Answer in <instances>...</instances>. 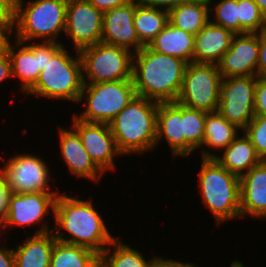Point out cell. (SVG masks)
<instances>
[{
	"label": "cell",
	"instance_id": "33",
	"mask_svg": "<svg viewBox=\"0 0 266 267\" xmlns=\"http://www.w3.org/2000/svg\"><path fill=\"white\" fill-rule=\"evenodd\" d=\"M243 132L250 139L257 155L266 161V116H255Z\"/></svg>",
	"mask_w": 266,
	"mask_h": 267
},
{
	"label": "cell",
	"instance_id": "36",
	"mask_svg": "<svg viewBox=\"0 0 266 267\" xmlns=\"http://www.w3.org/2000/svg\"><path fill=\"white\" fill-rule=\"evenodd\" d=\"M26 46L33 52L35 56H37V63L39 71L45 69V66L48 62V42H41L35 44H26Z\"/></svg>",
	"mask_w": 266,
	"mask_h": 267
},
{
	"label": "cell",
	"instance_id": "19",
	"mask_svg": "<svg viewBox=\"0 0 266 267\" xmlns=\"http://www.w3.org/2000/svg\"><path fill=\"white\" fill-rule=\"evenodd\" d=\"M166 140L175 157H185L183 134V105L179 102H161L157 109L156 143Z\"/></svg>",
	"mask_w": 266,
	"mask_h": 267
},
{
	"label": "cell",
	"instance_id": "44",
	"mask_svg": "<svg viewBox=\"0 0 266 267\" xmlns=\"http://www.w3.org/2000/svg\"><path fill=\"white\" fill-rule=\"evenodd\" d=\"M19 0H0V10L8 12L12 15L16 12Z\"/></svg>",
	"mask_w": 266,
	"mask_h": 267
},
{
	"label": "cell",
	"instance_id": "2",
	"mask_svg": "<svg viewBox=\"0 0 266 267\" xmlns=\"http://www.w3.org/2000/svg\"><path fill=\"white\" fill-rule=\"evenodd\" d=\"M187 63L144 46L133 55L132 80L137 96L175 102L181 91Z\"/></svg>",
	"mask_w": 266,
	"mask_h": 267
},
{
	"label": "cell",
	"instance_id": "41",
	"mask_svg": "<svg viewBox=\"0 0 266 267\" xmlns=\"http://www.w3.org/2000/svg\"><path fill=\"white\" fill-rule=\"evenodd\" d=\"M12 77L11 61L7 51L0 52V83Z\"/></svg>",
	"mask_w": 266,
	"mask_h": 267
},
{
	"label": "cell",
	"instance_id": "32",
	"mask_svg": "<svg viewBox=\"0 0 266 267\" xmlns=\"http://www.w3.org/2000/svg\"><path fill=\"white\" fill-rule=\"evenodd\" d=\"M213 7L211 9L210 6L209 13L210 16L211 13H214L212 16L215 20L211 19L210 21L232 31L234 34H240L238 0H221Z\"/></svg>",
	"mask_w": 266,
	"mask_h": 267
},
{
	"label": "cell",
	"instance_id": "4",
	"mask_svg": "<svg viewBox=\"0 0 266 267\" xmlns=\"http://www.w3.org/2000/svg\"><path fill=\"white\" fill-rule=\"evenodd\" d=\"M62 43L48 42V62L27 94L78 103L83 89L79 51L72 57Z\"/></svg>",
	"mask_w": 266,
	"mask_h": 267
},
{
	"label": "cell",
	"instance_id": "43",
	"mask_svg": "<svg viewBox=\"0 0 266 267\" xmlns=\"http://www.w3.org/2000/svg\"><path fill=\"white\" fill-rule=\"evenodd\" d=\"M153 267H198L191 263H183L172 259H165L163 257H158L156 262L154 263Z\"/></svg>",
	"mask_w": 266,
	"mask_h": 267
},
{
	"label": "cell",
	"instance_id": "1",
	"mask_svg": "<svg viewBox=\"0 0 266 267\" xmlns=\"http://www.w3.org/2000/svg\"><path fill=\"white\" fill-rule=\"evenodd\" d=\"M54 216L57 226L53 233L56 240L86 247L98 255L117 238L108 231L91 200H81L60 193L56 199ZM62 229L71 238L64 237L66 233Z\"/></svg>",
	"mask_w": 266,
	"mask_h": 267
},
{
	"label": "cell",
	"instance_id": "39",
	"mask_svg": "<svg viewBox=\"0 0 266 267\" xmlns=\"http://www.w3.org/2000/svg\"><path fill=\"white\" fill-rule=\"evenodd\" d=\"M10 189L7 185L6 179L0 173V216L5 218L8 209V199L10 196Z\"/></svg>",
	"mask_w": 266,
	"mask_h": 267
},
{
	"label": "cell",
	"instance_id": "24",
	"mask_svg": "<svg viewBox=\"0 0 266 267\" xmlns=\"http://www.w3.org/2000/svg\"><path fill=\"white\" fill-rule=\"evenodd\" d=\"M212 0H188L169 11V22L179 29L196 35L209 21Z\"/></svg>",
	"mask_w": 266,
	"mask_h": 267
},
{
	"label": "cell",
	"instance_id": "3",
	"mask_svg": "<svg viewBox=\"0 0 266 267\" xmlns=\"http://www.w3.org/2000/svg\"><path fill=\"white\" fill-rule=\"evenodd\" d=\"M158 102L135 96L109 123L122 155L152 150L156 143Z\"/></svg>",
	"mask_w": 266,
	"mask_h": 267
},
{
	"label": "cell",
	"instance_id": "18",
	"mask_svg": "<svg viewBox=\"0 0 266 267\" xmlns=\"http://www.w3.org/2000/svg\"><path fill=\"white\" fill-rule=\"evenodd\" d=\"M60 150L68 170L76 177L97 181L104 172L93 162L85 150L79 134L72 128H59Z\"/></svg>",
	"mask_w": 266,
	"mask_h": 267
},
{
	"label": "cell",
	"instance_id": "14",
	"mask_svg": "<svg viewBox=\"0 0 266 267\" xmlns=\"http://www.w3.org/2000/svg\"><path fill=\"white\" fill-rule=\"evenodd\" d=\"M58 194L48 192L15 194L11 192L4 218V228L42 223L45 216L48 217L50 209L54 213Z\"/></svg>",
	"mask_w": 266,
	"mask_h": 267
},
{
	"label": "cell",
	"instance_id": "10",
	"mask_svg": "<svg viewBox=\"0 0 266 267\" xmlns=\"http://www.w3.org/2000/svg\"><path fill=\"white\" fill-rule=\"evenodd\" d=\"M258 76L223 78L217 111L243 131L255 117V84Z\"/></svg>",
	"mask_w": 266,
	"mask_h": 267
},
{
	"label": "cell",
	"instance_id": "12",
	"mask_svg": "<svg viewBox=\"0 0 266 267\" xmlns=\"http://www.w3.org/2000/svg\"><path fill=\"white\" fill-rule=\"evenodd\" d=\"M103 12L88 0H68L64 33L71 37L75 50L101 42Z\"/></svg>",
	"mask_w": 266,
	"mask_h": 267
},
{
	"label": "cell",
	"instance_id": "25",
	"mask_svg": "<svg viewBox=\"0 0 266 267\" xmlns=\"http://www.w3.org/2000/svg\"><path fill=\"white\" fill-rule=\"evenodd\" d=\"M14 43L20 46L18 51L14 49L11 41L6 49L11 61L12 76L20 79V90L27 93L36 84L40 75L37 56L25 45V42L15 40Z\"/></svg>",
	"mask_w": 266,
	"mask_h": 267
},
{
	"label": "cell",
	"instance_id": "42",
	"mask_svg": "<svg viewBox=\"0 0 266 267\" xmlns=\"http://www.w3.org/2000/svg\"><path fill=\"white\" fill-rule=\"evenodd\" d=\"M0 267H15L13 249L0 246Z\"/></svg>",
	"mask_w": 266,
	"mask_h": 267
},
{
	"label": "cell",
	"instance_id": "13",
	"mask_svg": "<svg viewBox=\"0 0 266 267\" xmlns=\"http://www.w3.org/2000/svg\"><path fill=\"white\" fill-rule=\"evenodd\" d=\"M71 128L79 134L85 150L104 173L115 170L114 157L122 154L117 148L109 124L84 122L73 116Z\"/></svg>",
	"mask_w": 266,
	"mask_h": 267
},
{
	"label": "cell",
	"instance_id": "29",
	"mask_svg": "<svg viewBox=\"0 0 266 267\" xmlns=\"http://www.w3.org/2000/svg\"><path fill=\"white\" fill-rule=\"evenodd\" d=\"M111 245L114 246L113 251L107 247L100 255V262L104 267H153L158 258L154 256L151 260H146L141 252L121 242L118 236Z\"/></svg>",
	"mask_w": 266,
	"mask_h": 267
},
{
	"label": "cell",
	"instance_id": "17",
	"mask_svg": "<svg viewBox=\"0 0 266 267\" xmlns=\"http://www.w3.org/2000/svg\"><path fill=\"white\" fill-rule=\"evenodd\" d=\"M240 180V214L266 217V161L252 167Z\"/></svg>",
	"mask_w": 266,
	"mask_h": 267
},
{
	"label": "cell",
	"instance_id": "46",
	"mask_svg": "<svg viewBox=\"0 0 266 267\" xmlns=\"http://www.w3.org/2000/svg\"><path fill=\"white\" fill-rule=\"evenodd\" d=\"M230 267H244V266L240 261L235 259L233 262L230 263Z\"/></svg>",
	"mask_w": 266,
	"mask_h": 267
},
{
	"label": "cell",
	"instance_id": "21",
	"mask_svg": "<svg viewBox=\"0 0 266 267\" xmlns=\"http://www.w3.org/2000/svg\"><path fill=\"white\" fill-rule=\"evenodd\" d=\"M234 33L209 21L196 35L193 62L218 64L231 47Z\"/></svg>",
	"mask_w": 266,
	"mask_h": 267
},
{
	"label": "cell",
	"instance_id": "6",
	"mask_svg": "<svg viewBox=\"0 0 266 267\" xmlns=\"http://www.w3.org/2000/svg\"><path fill=\"white\" fill-rule=\"evenodd\" d=\"M24 4L21 2L13 15L16 40L61 43L57 37L65 31L68 0H35Z\"/></svg>",
	"mask_w": 266,
	"mask_h": 267
},
{
	"label": "cell",
	"instance_id": "15",
	"mask_svg": "<svg viewBox=\"0 0 266 267\" xmlns=\"http://www.w3.org/2000/svg\"><path fill=\"white\" fill-rule=\"evenodd\" d=\"M258 59L259 33L235 34L217 66L222 78L257 76Z\"/></svg>",
	"mask_w": 266,
	"mask_h": 267
},
{
	"label": "cell",
	"instance_id": "8",
	"mask_svg": "<svg viewBox=\"0 0 266 267\" xmlns=\"http://www.w3.org/2000/svg\"><path fill=\"white\" fill-rule=\"evenodd\" d=\"M132 52L127 48L104 42L80 49L83 83L132 79Z\"/></svg>",
	"mask_w": 266,
	"mask_h": 267
},
{
	"label": "cell",
	"instance_id": "27",
	"mask_svg": "<svg viewBox=\"0 0 266 267\" xmlns=\"http://www.w3.org/2000/svg\"><path fill=\"white\" fill-rule=\"evenodd\" d=\"M100 255L82 246L56 240L50 267H96Z\"/></svg>",
	"mask_w": 266,
	"mask_h": 267
},
{
	"label": "cell",
	"instance_id": "35",
	"mask_svg": "<svg viewBox=\"0 0 266 267\" xmlns=\"http://www.w3.org/2000/svg\"><path fill=\"white\" fill-rule=\"evenodd\" d=\"M254 98L255 116H266V78L257 77Z\"/></svg>",
	"mask_w": 266,
	"mask_h": 267
},
{
	"label": "cell",
	"instance_id": "23",
	"mask_svg": "<svg viewBox=\"0 0 266 267\" xmlns=\"http://www.w3.org/2000/svg\"><path fill=\"white\" fill-rule=\"evenodd\" d=\"M194 42V35L169 22L148 46L158 53L177 57L189 64L193 62Z\"/></svg>",
	"mask_w": 266,
	"mask_h": 267
},
{
	"label": "cell",
	"instance_id": "11",
	"mask_svg": "<svg viewBox=\"0 0 266 267\" xmlns=\"http://www.w3.org/2000/svg\"><path fill=\"white\" fill-rule=\"evenodd\" d=\"M0 173L12 193L50 192V171L44 160L36 155L19 154L8 159Z\"/></svg>",
	"mask_w": 266,
	"mask_h": 267
},
{
	"label": "cell",
	"instance_id": "20",
	"mask_svg": "<svg viewBox=\"0 0 266 267\" xmlns=\"http://www.w3.org/2000/svg\"><path fill=\"white\" fill-rule=\"evenodd\" d=\"M43 223L33 236L13 249L15 267H50L56 238L53 229L49 230L47 223Z\"/></svg>",
	"mask_w": 266,
	"mask_h": 267
},
{
	"label": "cell",
	"instance_id": "38",
	"mask_svg": "<svg viewBox=\"0 0 266 267\" xmlns=\"http://www.w3.org/2000/svg\"><path fill=\"white\" fill-rule=\"evenodd\" d=\"M257 76L266 78V32L259 33V59Z\"/></svg>",
	"mask_w": 266,
	"mask_h": 267
},
{
	"label": "cell",
	"instance_id": "30",
	"mask_svg": "<svg viewBox=\"0 0 266 267\" xmlns=\"http://www.w3.org/2000/svg\"><path fill=\"white\" fill-rule=\"evenodd\" d=\"M206 112L183 105V134L185 135V156L203 144Z\"/></svg>",
	"mask_w": 266,
	"mask_h": 267
},
{
	"label": "cell",
	"instance_id": "45",
	"mask_svg": "<svg viewBox=\"0 0 266 267\" xmlns=\"http://www.w3.org/2000/svg\"><path fill=\"white\" fill-rule=\"evenodd\" d=\"M258 6L262 15L266 18V0H253Z\"/></svg>",
	"mask_w": 266,
	"mask_h": 267
},
{
	"label": "cell",
	"instance_id": "9",
	"mask_svg": "<svg viewBox=\"0 0 266 267\" xmlns=\"http://www.w3.org/2000/svg\"><path fill=\"white\" fill-rule=\"evenodd\" d=\"M222 79L216 64L191 62L185 68L181 91L176 101L188 108L207 113L215 112L220 101Z\"/></svg>",
	"mask_w": 266,
	"mask_h": 267
},
{
	"label": "cell",
	"instance_id": "22",
	"mask_svg": "<svg viewBox=\"0 0 266 267\" xmlns=\"http://www.w3.org/2000/svg\"><path fill=\"white\" fill-rule=\"evenodd\" d=\"M242 134L223 150L222 156H218L210 150L202 149V158H214L221 166L240 178L262 161L250 139L245 133Z\"/></svg>",
	"mask_w": 266,
	"mask_h": 267
},
{
	"label": "cell",
	"instance_id": "31",
	"mask_svg": "<svg viewBox=\"0 0 266 267\" xmlns=\"http://www.w3.org/2000/svg\"><path fill=\"white\" fill-rule=\"evenodd\" d=\"M240 34L265 33L266 18L253 0H238Z\"/></svg>",
	"mask_w": 266,
	"mask_h": 267
},
{
	"label": "cell",
	"instance_id": "7",
	"mask_svg": "<svg viewBox=\"0 0 266 267\" xmlns=\"http://www.w3.org/2000/svg\"><path fill=\"white\" fill-rule=\"evenodd\" d=\"M135 96L132 79L84 83L78 102L81 104L86 98V110L74 116L84 122L109 124Z\"/></svg>",
	"mask_w": 266,
	"mask_h": 267
},
{
	"label": "cell",
	"instance_id": "5",
	"mask_svg": "<svg viewBox=\"0 0 266 267\" xmlns=\"http://www.w3.org/2000/svg\"><path fill=\"white\" fill-rule=\"evenodd\" d=\"M201 166L199 192L217 224L241 218L239 177L221 166L214 158H202Z\"/></svg>",
	"mask_w": 266,
	"mask_h": 267
},
{
	"label": "cell",
	"instance_id": "37",
	"mask_svg": "<svg viewBox=\"0 0 266 267\" xmlns=\"http://www.w3.org/2000/svg\"><path fill=\"white\" fill-rule=\"evenodd\" d=\"M188 0H135V2L142 6L160 8L170 11L172 8L179 6Z\"/></svg>",
	"mask_w": 266,
	"mask_h": 267
},
{
	"label": "cell",
	"instance_id": "48",
	"mask_svg": "<svg viewBox=\"0 0 266 267\" xmlns=\"http://www.w3.org/2000/svg\"><path fill=\"white\" fill-rule=\"evenodd\" d=\"M96 267H104V265H103L101 262H99V263L96 265Z\"/></svg>",
	"mask_w": 266,
	"mask_h": 267
},
{
	"label": "cell",
	"instance_id": "47",
	"mask_svg": "<svg viewBox=\"0 0 266 267\" xmlns=\"http://www.w3.org/2000/svg\"><path fill=\"white\" fill-rule=\"evenodd\" d=\"M0 229L4 230V218L0 216Z\"/></svg>",
	"mask_w": 266,
	"mask_h": 267
},
{
	"label": "cell",
	"instance_id": "34",
	"mask_svg": "<svg viewBox=\"0 0 266 267\" xmlns=\"http://www.w3.org/2000/svg\"><path fill=\"white\" fill-rule=\"evenodd\" d=\"M13 29V15L0 10V52L6 51Z\"/></svg>",
	"mask_w": 266,
	"mask_h": 267
},
{
	"label": "cell",
	"instance_id": "16",
	"mask_svg": "<svg viewBox=\"0 0 266 267\" xmlns=\"http://www.w3.org/2000/svg\"><path fill=\"white\" fill-rule=\"evenodd\" d=\"M135 9L136 2L131 0L123 6L103 12L101 42L127 48L133 53L143 48L134 28Z\"/></svg>",
	"mask_w": 266,
	"mask_h": 267
},
{
	"label": "cell",
	"instance_id": "40",
	"mask_svg": "<svg viewBox=\"0 0 266 267\" xmlns=\"http://www.w3.org/2000/svg\"><path fill=\"white\" fill-rule=\"evenodd\" d=\"M98 10L105 12L118 6H123L131 0H88Z\"/></svg>",
	"mask_w": 266,
	"mask_h": 267
},
{
	"label": "cell",
	"instance_id": "28",
	"mask_svg": "<svg viewBox=\"0 0 266 267\" xmlns=\"http://www.w3.org/2000/svg\"><path fill=\"white\" fill-rule=\"evenodd\" d=\"M240 129L218 111L206 112L203 146L224 150L238 135ZM238 132V133H237Z\"/></svg>",
	"mask_w": 266,
	"mask_h": 267
},
{
	"label": "cell",
	"instance_id": "26",
	"mask_svg": "<svg viewBox=\"0 0 266 267\" xmlns=\"http://www.w3.org/2000/svg\"><path fill=\"white\" fill-rule=\"evenodd\" d=\"M169 23V12L136 3L134 28L143 46H148Z\"/></svg>",
	"mask_w": 266,
	"mask_h": 267
}]
</instances>
